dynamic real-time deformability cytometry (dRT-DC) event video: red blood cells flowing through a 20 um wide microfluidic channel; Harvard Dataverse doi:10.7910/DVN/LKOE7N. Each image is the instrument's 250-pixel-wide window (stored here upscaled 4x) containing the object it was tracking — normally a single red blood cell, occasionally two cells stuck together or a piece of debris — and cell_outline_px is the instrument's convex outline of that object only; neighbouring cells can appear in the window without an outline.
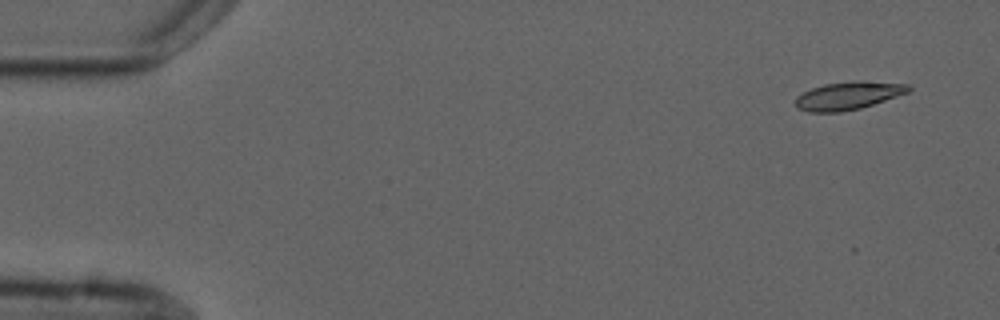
{"species": "common noctule bat (a hibernating species)", "species_latin": "Nyctalus noctula", "temperature_condition": "cold", "stored_images_in_passage": 4, "camera_frame_rate_fps": 3000, "um_per_image_px": 0.085, "animal": {"sex": "male", "forearm_length_mm": 52.5}, "frame": {"image": 1, "passage_image": 1, "time_ms": 0.0, "image_size_px": [1000, 320], "cell_outline_px": [[912, 88], [908, 92], [860, 108], [840, 112], [808, 112], [796, 108], [796, 96], [812, 88], [824, 84], [864, 80], [908, 84]], "centroid_in_image_um": [72.08, 8.12], "position_along_channel_um": 12.9, "area_um2": 18.26}}